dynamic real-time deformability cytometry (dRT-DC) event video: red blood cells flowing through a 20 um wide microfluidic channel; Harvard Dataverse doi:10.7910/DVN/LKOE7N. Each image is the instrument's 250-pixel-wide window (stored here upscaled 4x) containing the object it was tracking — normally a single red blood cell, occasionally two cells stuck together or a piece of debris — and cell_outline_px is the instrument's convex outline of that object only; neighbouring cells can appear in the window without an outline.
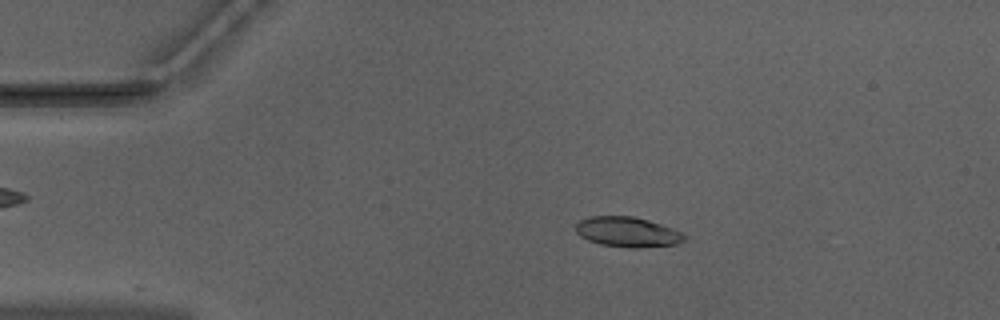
{"species": "Egyptian fruit bat (a non-hibernating species)", "species_latin": "Rousettus aegyptiacus", "temperature_condition": "warm", "stored_images_in_passage": 22, "camera_frame_rate_fps": 3000, "um_per_image_px": 0.085, "animal": {"sex": "male"}, "frame": {"image": 1, "passage_image": 7, "time_ms": 2.0, "image_size_px": [1000, 320], "cell_outline_px": [[688, 236], [684, 240], [676, 244], [636, 248], [628, 248], [600, 244], [588, 240], [580, 236], [576, 232], [576, 224], [580, 220], [588, 216], [632, 216], [648, 220], [672, 228]], "centroid_in_image_um": [53.32, 19.72], "position_along_channel_um": 31.7, "area_um2": 19.02}}
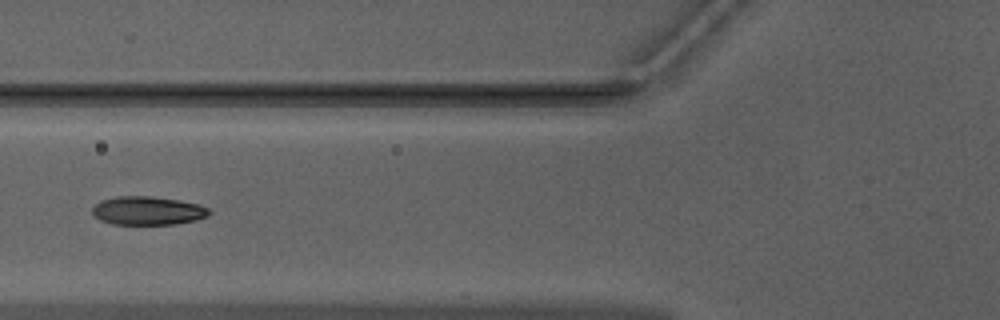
{"frame": {"image": 2, "passage_image": 17, "time_ms": 5.333, "image_size_px": [1000, 320], "cell_outline_px": [[212, 212], [208, 216], [196, 220], [176, 224], [112, 224], [100, 220], [92, 212], [92, 208], [100, 200], [116, 196], [148, 196], [176, 200], [196, 204], [208, 208]], "centroid_in_image_um": [12.54, 17.91], "position_along_channel_um": 113.3, "area_um2": 19.31}}
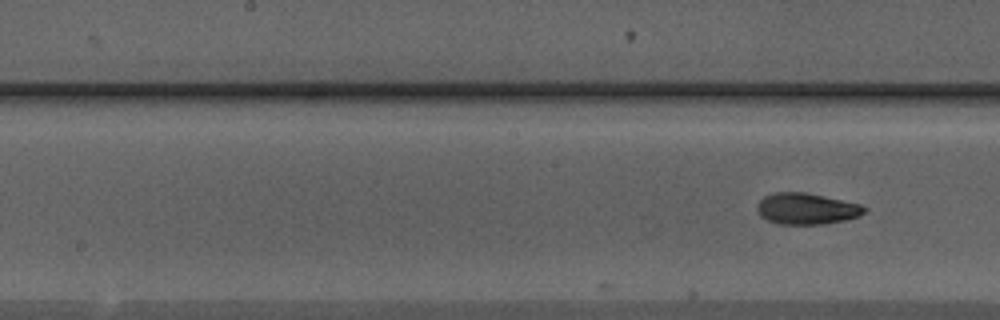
{"frame": {"image": 3, "passage_image": 22, "time_ms": 7.0, "image_size_px": [1000, 320], "cell_outline_px": [[868, 208], [860, 216], [844, 220], [824, 224], [776, 224], [760, 216], [756, 208], [756, 204], [764, 196], [776, 192], [804, 192], [824, 196], [860, 204]], "centroid_in_image_um": [68.53, 17.74], "position_along_channel_um": 179.7, "area_um2": 19.59}}